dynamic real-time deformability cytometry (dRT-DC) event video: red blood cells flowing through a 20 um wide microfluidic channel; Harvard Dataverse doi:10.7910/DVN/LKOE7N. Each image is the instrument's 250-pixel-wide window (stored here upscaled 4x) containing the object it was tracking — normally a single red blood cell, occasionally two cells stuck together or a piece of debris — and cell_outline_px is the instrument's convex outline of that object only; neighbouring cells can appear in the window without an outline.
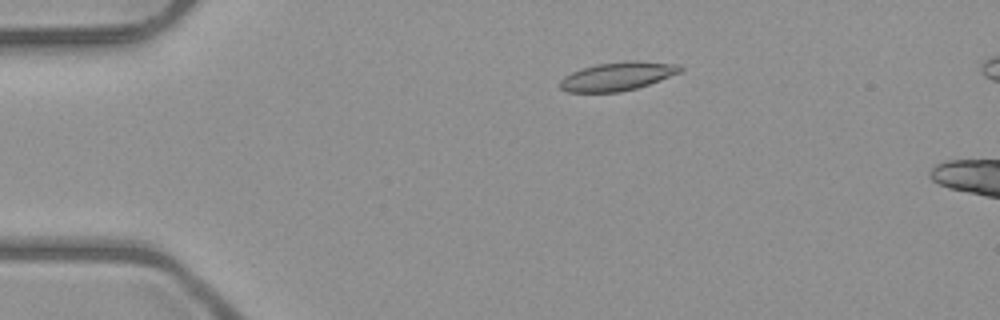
{"species": "common noctule bat (a hibernating species)", "species_latin": "Nyctalus noctula", "temperature_condition": "room temperature", "stored_images_in_passage": 3, "camera_frame_rate_fps": 3000, "um_per_image_px": 0.085, "animal": {"sex": "male", "body_mass_g": 23.1, "forearm_length_mm": 52.7}, "frame": {"image": 1, "passage_image": 1, "time_ms": 0.0, "image_size_px": [1000, 320], "cell_outline_px": [[684, 68], [680, 72], [660, 80], [636, 88], [620, 92], [568, 92], [560, 88], [560, 80], [564, 76], [580, 68], [596, 64], [628, 60], [636, 60], [680, 64]], "centroid_in_image_um": [52.49, 6.47], "position_along_channel_um": 32.5, "area_um2": 20.11}}